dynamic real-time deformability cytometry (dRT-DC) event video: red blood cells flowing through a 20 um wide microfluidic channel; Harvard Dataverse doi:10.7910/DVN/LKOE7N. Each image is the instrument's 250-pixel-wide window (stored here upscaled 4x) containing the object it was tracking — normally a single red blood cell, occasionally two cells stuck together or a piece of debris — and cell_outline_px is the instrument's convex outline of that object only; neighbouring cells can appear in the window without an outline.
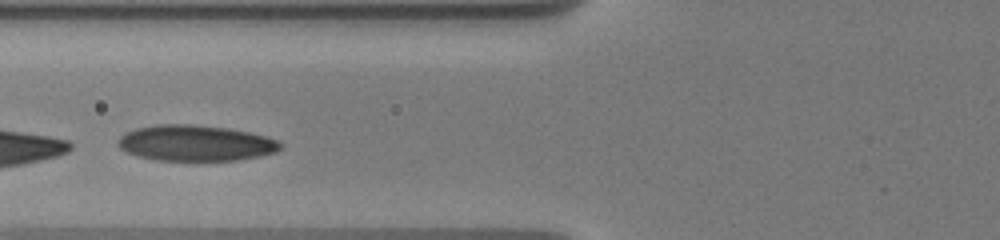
{"species": "human", "species_latin": "Homo sapiens", "temperature_condition": "warm", "stored_images_in_passage": 31, "camera_frame_rate_fps": 3000, "um_per_image_px": 0.085, "donor": {"sex": "male"}, "frame": {"image": 1, "passage_image": 10, "time_ms": 2.667, "image_size_px": [1000, 240], "cell_outline_px": [[280, 148], [276, 152], [260, 156], [240, 160], [156, 160], [136, 156], [120, 148], [116, 144], [116, 140], [124, 132], [136, 128], [156, 124], [192, 124], [228, 128], [248, 132], [264, 136], [276, 140], [280, 144]], "centroid_in_image_um": [16.56, 12.16], "position_along_channel_um": 109.2, "area_um2": 33.99}, "authors_computed_cell_mechanics": {"area_um2": 33.6974, "velocity_mm_per_s": 3.6537, "shape_relaxation_time_tau1_ms": 2.1838, "shape_relaxation_time_tau2_ms": 3.7078, "deformation_change_tau1": 0.1295, "deformation_change_tau2": 0.1127}}